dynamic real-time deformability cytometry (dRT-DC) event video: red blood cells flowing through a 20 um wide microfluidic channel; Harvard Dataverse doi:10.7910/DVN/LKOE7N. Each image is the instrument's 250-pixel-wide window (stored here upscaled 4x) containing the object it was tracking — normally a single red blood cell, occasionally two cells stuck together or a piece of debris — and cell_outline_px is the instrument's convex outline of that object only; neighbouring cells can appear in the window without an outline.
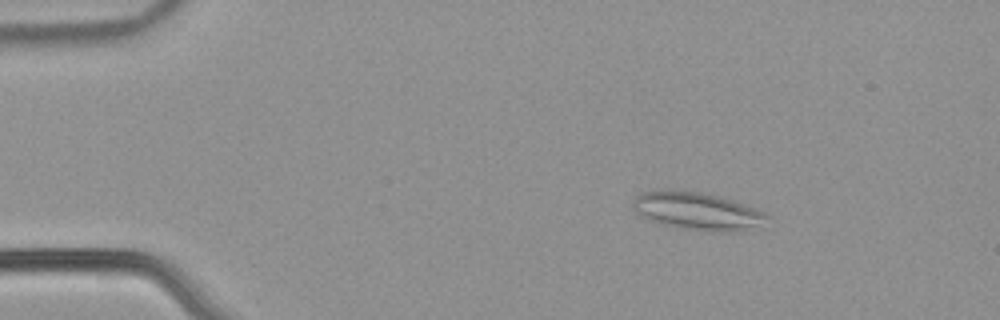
{"species": "common noctule bat (a hibernating species)", "species_latin": "Nyctalus noctula", "temperature_condition": "warm", "stored_images_in_passage": 53, "camera_frame_rate_fps": 3000, "um_per_image_px": 0.085, "animal": {"sex": "male", "body_mass_g": 21.5, "forearm_length_mm": 52.0}, "frame": {"image": 1, "passage_image": 9, "time_ms": 2.667, "image_size_px": [1000, 320], "cell_outline_px": [[768, 216], [764, 228], [740, 232], [712, 232], [684, 228], [660, 224], [648, 220], [640, 216], [632, 208], [632, 200], [636, 196], [644, 192], [668, 188], [700, 192], [716, 196], [744, 204], [764, 212]], "centroid_in_image_um": [59.29, 17.96], "position_along_channel_um": 25.7, "area_um2": 30.11}}
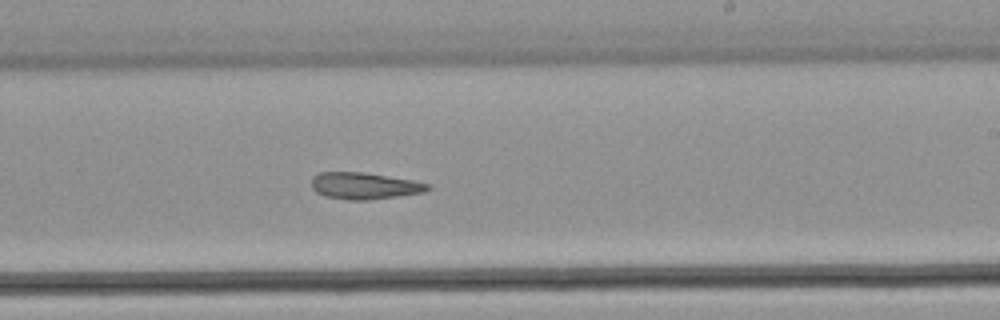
{"frame": {"image": 2, "passage_image": 33, "time_ms": 10.667, "image_size_px": [1000, 320], "cell_outline_px": [[432, 188], [424, 192], [368, 200], [348, 200], [324, 196], [316, 192], [312, 188], [312, 176], [320, 172], [360, 172], [412, 180], [428, 184]], "centroid_in_image_um": [30.93, 15.8], "position_along_channel_um": 258.1, "area_um2": 17.92}}
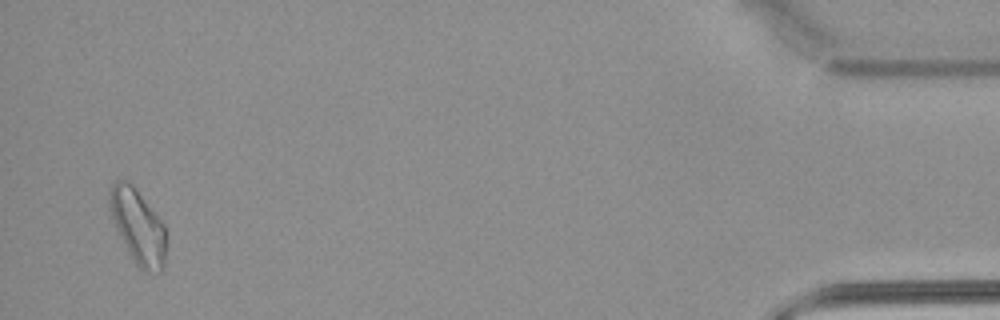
{"frame": {"image": 3, "passage_image": 52, "time_ms": 17.0, "image_size_px": [1000, 320], "cell_outline_px": [[164, 264], [160, 272], [144, 272], [136, 264], [128, 252], [116, 228], [108, 204], [108, 192], [112, 184], [116, 180], [124, 180], [132, 184], [164, 224]], "centroid_in_image_um": [11.69, 19.23], "position_along_channel_um": 423.5, "area_um2": 24.1}, "authors_computed_cell_mechanics": {"area_um2": 20.4612, "velocity_mm_per_s": 3.9007, "shape_relaxation_time_tau1_ms": null, "shape_relaxation_time_tau2_ms": 7.8096, "deformation_change_tau1": null, "deformation_change_tau2": 0.1943}}